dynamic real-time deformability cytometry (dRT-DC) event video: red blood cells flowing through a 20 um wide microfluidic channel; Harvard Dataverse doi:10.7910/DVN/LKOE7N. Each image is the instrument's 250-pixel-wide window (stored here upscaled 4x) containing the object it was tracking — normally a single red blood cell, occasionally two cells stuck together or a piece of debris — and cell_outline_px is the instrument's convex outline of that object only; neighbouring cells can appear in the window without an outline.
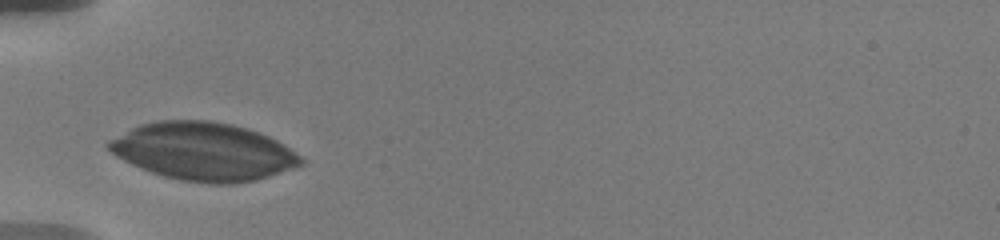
{"species": "human", "species_latin": "Homo sapiens", "temperature_condition": "warm", "stored_images_in_passage": 6, "camera_frame_rate_fps": 3000, "um_per_image_px": 0.085, "donor": {"sex": "male"}, "frame": {"image": 1, "passage_image": 1, "time_ms": 0.0, "image_size_px": [1000, 240], "cell_outline_px": [[304, 164], [256, 180], [232, 184], [208, 184], [180, 180], [164, 176], [140, 168], [116, 156], [108, 148], [108, 140], [140, 124], [156, 120], [208, 120], [232, 124], [248, 128], [268, 136], [284, 144], [300, 156], [304, 160]], "centroid_in_image_um": [17.3, 12.87], "position_along_channel_um": 67.7, "area_um2": 64.62}}
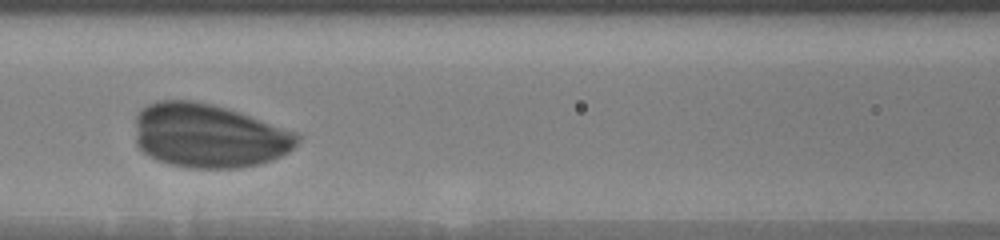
{"frame": {"image": 2, "passage_image": 3, "time_ms": 2.333, "image_size_px": [1000, 240], "cell_outline_px": [[300, 140], [288, 152], [272, 160], [260, 164], [240, 168], [188, 168], [172, 164], [148, 156], [136, 144], [136, 116], [140, 108], [156, 100], [192, 100], [212, 104], [296, 132], [300, 136]], "centroid_in_image_um": [17.71, 11.54], "position_along_channel_um": 148.9, "area_um2": 60.29}}
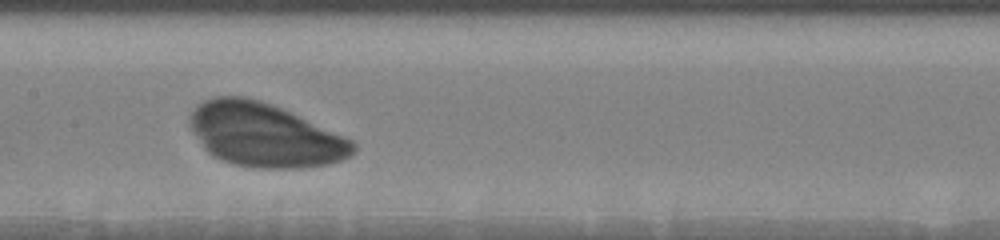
{"frame": {"image": 3, "passage_image": 5, "time_ms": 3.333, "image_size_px": [1000, 240], "cell_outline_px": [[356, 152], [352, 156], [328, 164], [300, 168], [256, 168], [236, 164], [224, 160], [208, 152], [204, 148], [192, 128], [188, 120], [196, 104], [212, 96], [244, 96], [260, 100], [272, 104], [352, 140], [356, 144]], "centroid_in_image_um": [22.5, 11.47], "position_along_channel_um": 184.9, "area_um2": 60.11}}